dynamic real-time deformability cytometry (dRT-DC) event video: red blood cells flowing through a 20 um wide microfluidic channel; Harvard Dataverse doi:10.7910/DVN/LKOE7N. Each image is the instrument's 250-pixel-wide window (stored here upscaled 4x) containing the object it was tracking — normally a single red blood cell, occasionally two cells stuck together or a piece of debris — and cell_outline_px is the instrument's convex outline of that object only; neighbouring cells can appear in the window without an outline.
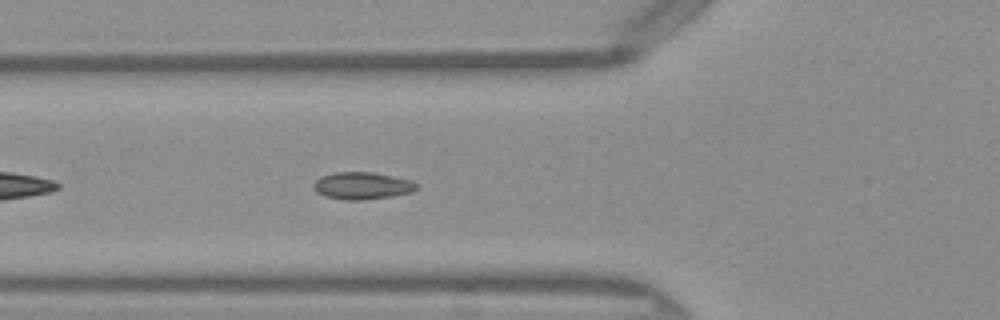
{"species": "Egyptian fruit bat (a non-hibernating species)", "species_latin": "Rousettus aegyptiacus", "temperature_condition": "warm", "stored_images_in_passage": 38, "camera_frame_rate_fps": 3000, "um_per_image_px": 0.085, "frame": {"image": 1, "passage_image": 6, "time_ms": 1.667, "image_size_px": [1000, 320], "cell_outline_px": [[416, 188], [412, 192], [392, 196], [364, 200], [344, 200], [324, 196], [316, 192], [312, 188], [312, 184], [320, 176], [336, 172], [372, 172], [412, 180], [416, 184]], "centroid_in_image_um": [30.74, 15.79], "position_along_channel_um": 95.1, "area_um2": 16.42}}
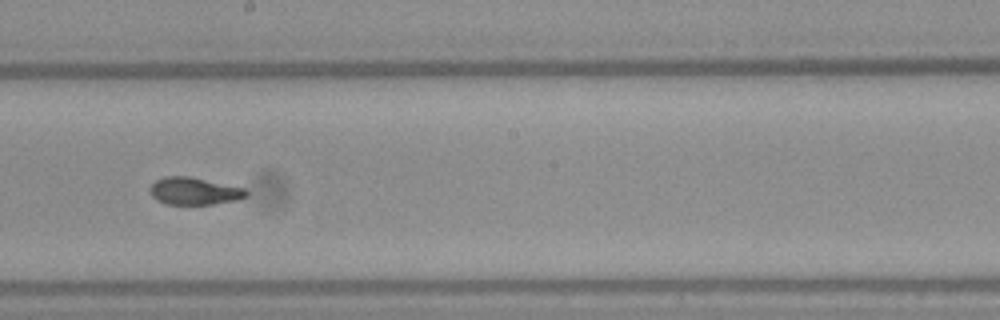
{"frame": {"image": 2, "passage_image": 16, "time_ms": 5.0, "image_size_px": [1000, 320], "cell_outline_px": [[248, 196], [236, 200], [212, 204], [168, 204], [156, 200], [152, 196], [152, 184], [156, 180], [164, 176], [188, 176], [244, 188], [248, 192]], "centroid_in_image_um": [16.52, 16.24], "position_along_channel_um": 231.7, "area_um2": 15.09}}
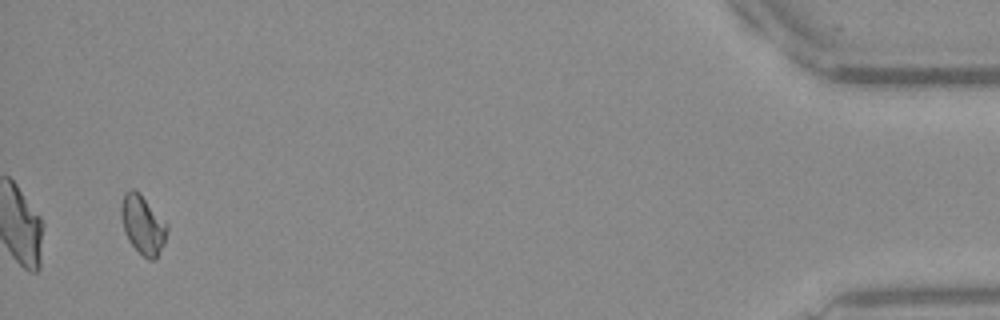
{"frame": {"image": 3, "passage_image": 36, "time_ms": 11.667, "image_size_px": [1000, 320], "cell_outline_px": [[168, 228], [164, 244], [156, 260], [148, 260], [128, 240], [124, 232], [120, 216], [120, 204], [124, 192], [132, 188], [140, 192], [168, 224]], "centroid_in_image_um": [12.13, 19.07], "position_along_channel_um": 423.1, "area_um2": 16.07}, "authors_computed_cell_mechanics": {"area_um2": 15.6638, "velocity_mm_per_s": 4.0805, "shape_relaxation_time_tau1_ms": null, "shape_relaxation_time_tau2_ms": 1.6586, "deformation_change_tau1": null, "deformation_change_tau2": 0.0583}}